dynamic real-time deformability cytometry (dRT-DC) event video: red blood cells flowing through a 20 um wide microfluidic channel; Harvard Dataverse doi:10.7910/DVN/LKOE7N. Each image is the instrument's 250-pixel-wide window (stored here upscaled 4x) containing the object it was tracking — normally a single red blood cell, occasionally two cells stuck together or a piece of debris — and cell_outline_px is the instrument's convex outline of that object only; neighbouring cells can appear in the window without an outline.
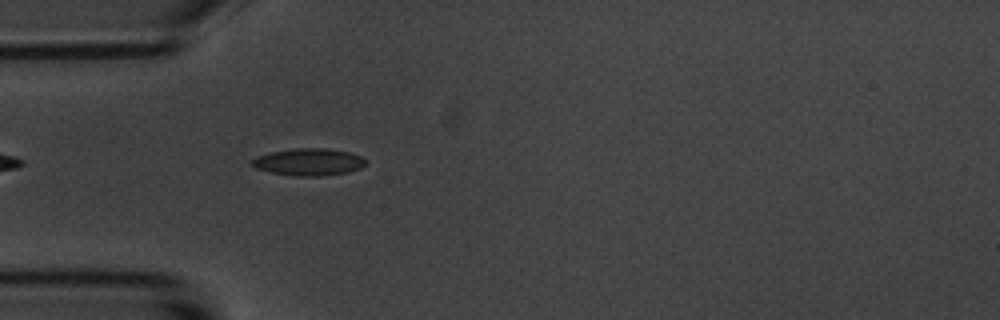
{"species": "common noctule bat (a hibernating species)", "species_latin": "Nyctalus noctula", "temperature_condition": "room temperature", "stored_images_in_passage": 38, "camera_frame_rate_fps": 3000, "um_per_image_px": 0.085, "animal": {"sex": "male", "body_mass_g": 20.1, "forearm_length_mm": 53.5}, "frame": {"image": 1, "passage_image": 3, "time_ms": 0.667, "image_size_px": [1000, 320], "cell_outline_px": [[364, 164], [360, 168], [348, 172], [324, 176], [296, 176], [272, 172], [256, 168], [252, 164], [252, 160], [256, 156], [272, 152], [292, 148], [324, 148], [348, 152], [360, 156], [364, 160]], "centroid_in_image_um": [26.23, 13.77], "position_along_channel_um": 58.8, "area_um2": 17.74}}
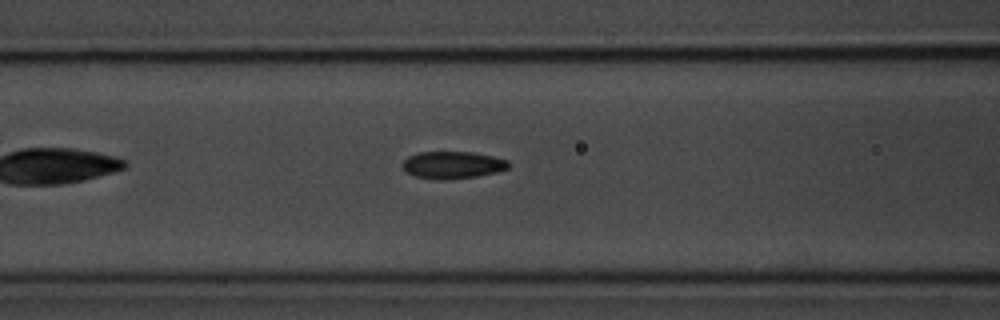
{"frame": {"image": 2, "passage_image": 9, "time_ms": 2.667, "image_size_px": [1000, 320], "cell_outline_px": [[512, 164], [508, 168], [496, 172], [476, 176], [444, 180], [436, 180], [416, 176], [408, 172], [400, 164], [408, 156], [420, 152], [472, 152], [492, 156], [508, 160]], "centroid_in_image_um": [38.48, 14.02], "position_along_channel_um": 128.1, "area_um2": 16.82}}
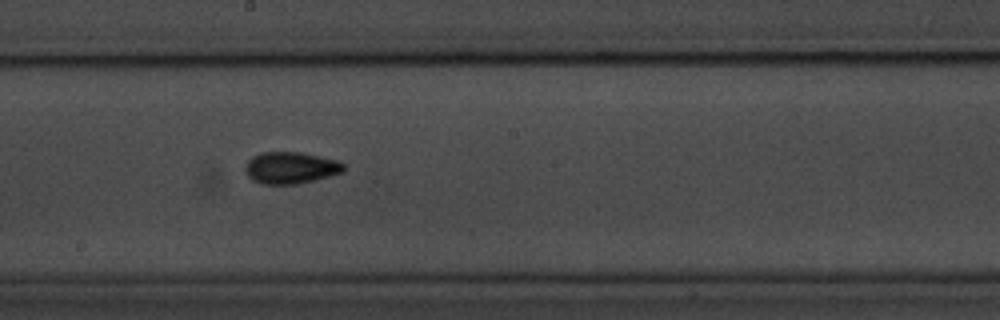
{"frame": {"image": 3, "passage_image": 17, "time_ms": 5.333, "image_size_px": [1000, 320], "cell_outline_px": [[344, 172], [296, 184], [260, 184], [252, 180], [248, 176], [244, 168], [244, 164], [252, 156], [260, 152], [300, 152], [340, 160], [344, 164]], "centroid_in_image_um": [24.68, 14.25], "position_along_channel_um": 223.5, "area_um2": 18.38}, "authors_computed_cell_mechanics": {"area_um2": 16.8198, "velocity_mm_per_s": 3.5737, "shape_relaxation_time_tau1_ms": 2.828, "shape_relaxation_time_tau2_ms": 1.2581, "deformation_change_tau1": 0.1182, "deformation_change_tau2": 0.0623}}